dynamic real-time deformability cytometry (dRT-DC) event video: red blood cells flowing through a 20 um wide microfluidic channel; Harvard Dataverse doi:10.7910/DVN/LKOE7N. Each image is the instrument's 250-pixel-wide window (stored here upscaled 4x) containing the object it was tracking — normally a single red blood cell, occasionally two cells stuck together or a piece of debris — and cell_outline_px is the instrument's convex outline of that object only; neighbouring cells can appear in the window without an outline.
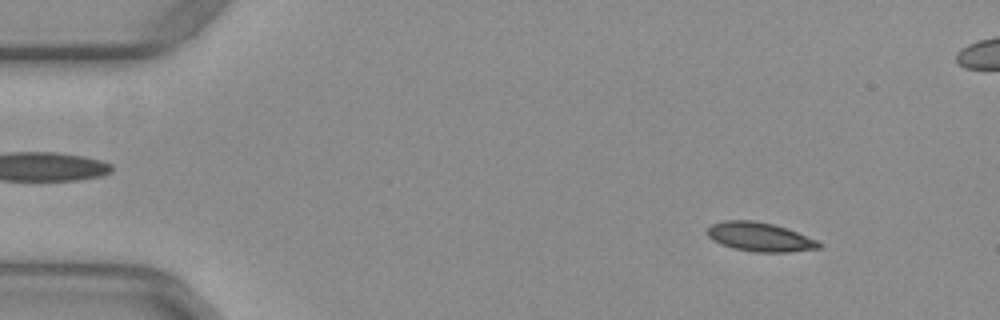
{"species": "common noctule bat (a hibernating species)", "species_latin": "Nyctalus noctula", "temperature_condition": "warm", "stored_images_in_passage": 53, "segment_of_instrument_passage": [1, 2], "camera_frame_rate_fps": 3000, "um_per_image_px": 0.085, "animal": {"sex": "female", "body_mass_g": 29.2, "forearm_length_mm": 56.3}, "frame": {"image": 1, "passage_image": 6, "time_ms": 1.667, "image_size_px": [1000, 320], "cell_outline_px": [[820, 248], [788, 252], [752, 252], [732, 248], [720, 244], [712, 240], [708, 236], [708, 228], [712, 224], [724, 220], [756, 220], [788, 228], [816, 240], [820, 244]], "centroid_in_image_um": [64.55, 20.14], "position_along_channel_um": 20.4, "area_um2": 18.9}}
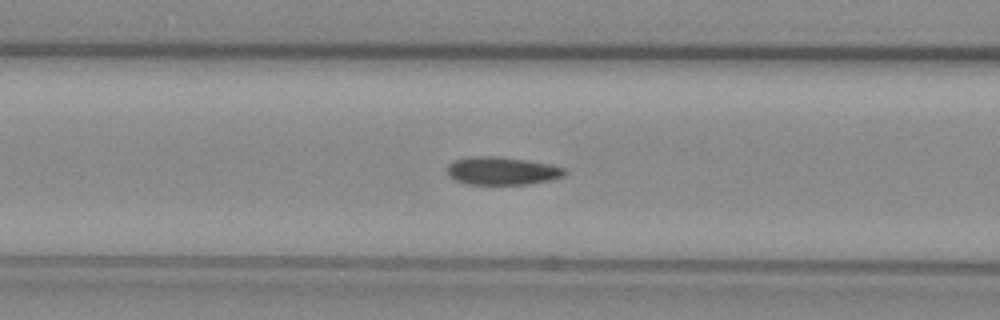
{"frame": {"image": 2, "passage_image": 21, "time_ms": 6.667, "image_size_px": [1000, 320], "cell_outline_px": [[568, 172], [564, 176], [552, 180], [528, 184], [464, 184], [448, 176], [448, 164], [456, 160], [472, 156], [496, 156], [552, 164], [564, 168]], "centroid_in_image_um": [42.7, 14.53], "position_along_channel_um": 123.9, "area_um2": 19.19}}
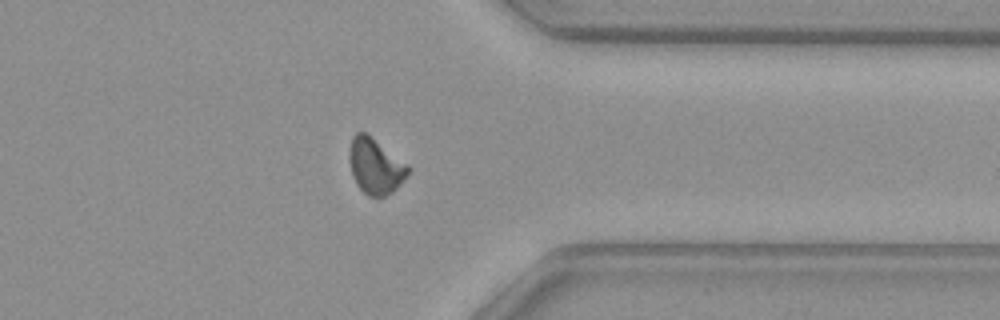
{"frame": {"image": 3, "passage_image": 41, "time_ms": 13.333, "image_size_px": [1000, 320], "cell_outline_px": [[412, 168], [400, 184], [392, 192], [384, 196], [368, 196], [356, 184], [352, 176], [348, 156], [352, 136], [356, 132], [364, 132], [408, 164]], "centroid_in_image_um": [31.9, 14.13], "position_along_channel_um": 379.5, "area_um2": 18.9}}